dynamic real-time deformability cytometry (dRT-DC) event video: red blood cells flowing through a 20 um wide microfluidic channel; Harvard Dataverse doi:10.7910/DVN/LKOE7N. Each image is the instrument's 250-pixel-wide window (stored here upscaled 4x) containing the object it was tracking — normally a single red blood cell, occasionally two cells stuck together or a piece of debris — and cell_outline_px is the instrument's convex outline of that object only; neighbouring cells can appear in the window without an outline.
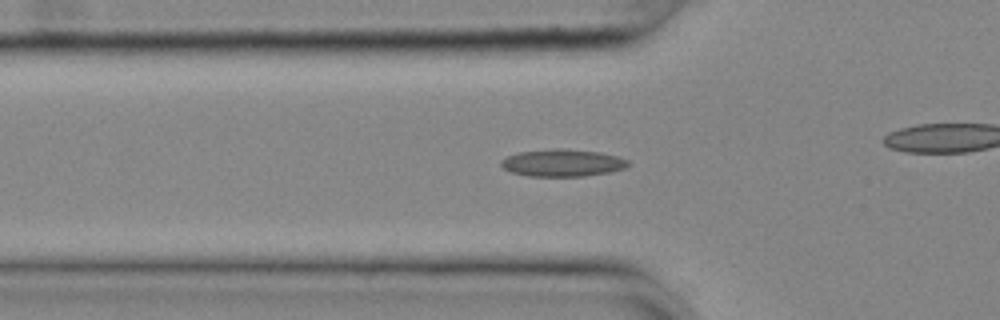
{"species": "common noctule bat (a hibernating species)", "species_latin": "Nyctalus noctula", "temperature_condition": "cold", "stored_images_in_passage": 44, "camera_frame_rate_fps": 3000, "um_per_image_px": 0.085, "animal": {"sex": "female", "body_mass_g": 25.1}, "frame": {"image": 1, "passage_image": 17, "time_ms": 5.333, "image_size_px": [1000, 320], "cell_outline_px": [[628, 164], [624, 168], [608, 172], [584, 176], [528, 176], [512, 172], [504, 168], [500, 164], [500, 160], [508, 156], [520, 152], [556, 148], [564, 148], [600, 152], [616, 156], [628, 160]], "centroid_in_image_um": [47.79, 13.84], "position_along_channel_um": 78.0, "area_um2": 20.0}}
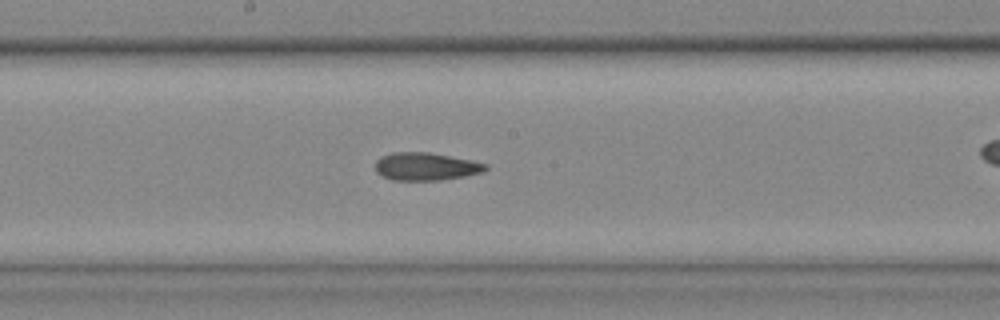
{"frame": {"image": 2, "passage_image": 28, "time_ms": 9.0, "image_size_px": [1000, 320], "cell_outline_px": [[488, 168], [484, 172], [464, 176], [440, 180], [392, 180], [376, 172], [376, 160], [380, 156], [392, 152], [428, 152], [488, 164]], "centroid_in_image_um": [36.17, 14.15], "position_along_channel_um": 212.0, "area_um2": 17.74}}
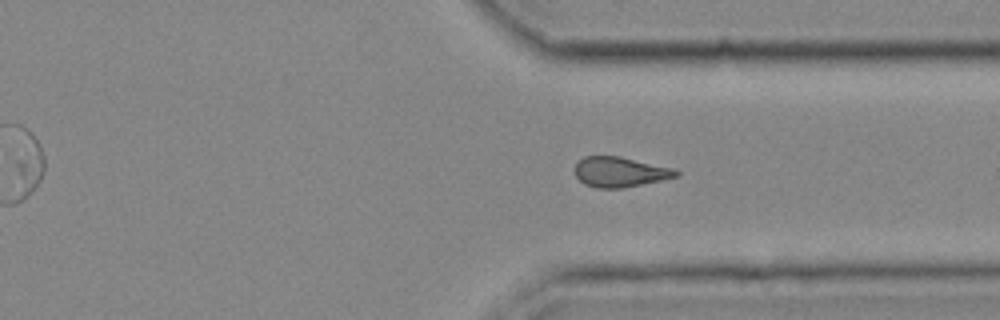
{"frame": {"image": 3, "passage_image": 40, "time_ms": 13.0, "image_size_px": [1000, 320], "cell_outline_px": [[680, 172], [676, 176], [660, 180], [624, 188], [596, 188], [584, 184], [576, 176], [576, 164], [584, 156], [620, 156], [676, 168]], "centroid_in_image_um": [52.72, 14.61], "position_along_channel_um": 358.7, "area_um2": 17.74}}